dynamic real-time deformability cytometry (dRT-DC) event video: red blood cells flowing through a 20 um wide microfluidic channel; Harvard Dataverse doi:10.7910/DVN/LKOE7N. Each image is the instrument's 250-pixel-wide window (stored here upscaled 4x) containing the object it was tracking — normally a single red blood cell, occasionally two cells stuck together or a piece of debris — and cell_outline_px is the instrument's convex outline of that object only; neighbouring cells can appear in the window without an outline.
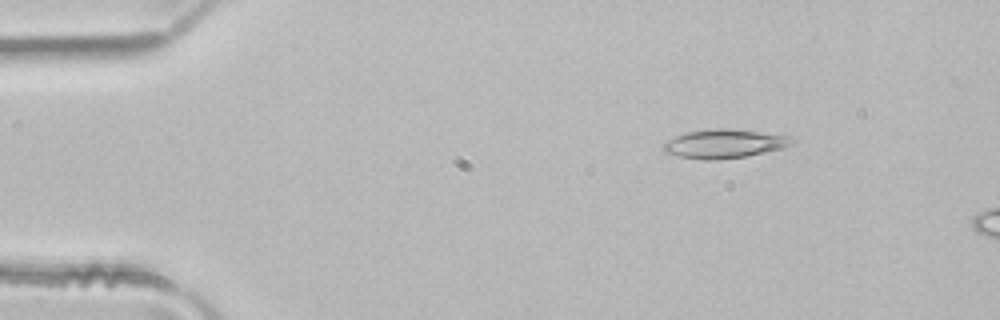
{"species": "common noctule bat (a hibernating species)", "species_latin": "Nyctalus noctula", "temperature_condition": "room temperature", "stored_images_in_passage": 2, "camera_frame_rate_fps": 3000, "um_per_image_px": 0.085, "animal": {"sex": "male", "body_mass_g": 21.5, "forearm_length_mm": 52.0}, "frame": {"image": 1, "passage_image": 1, "time_ms": 0.0, "image_size_px": [1000, 320], "cell_outline_px": [[796, 140], [792, 144], [784, 148], [744, 156], [720, 160], [704, 160], [676, 156], [664, 152], [664, 144], [668, 140], [684, 132], [712, 128], [728, 128], [792, 136]], "centroid_in_image_um": [61.58, 12.21], "position_along_channel_um": 23.4, "area_um2": 21.73}}